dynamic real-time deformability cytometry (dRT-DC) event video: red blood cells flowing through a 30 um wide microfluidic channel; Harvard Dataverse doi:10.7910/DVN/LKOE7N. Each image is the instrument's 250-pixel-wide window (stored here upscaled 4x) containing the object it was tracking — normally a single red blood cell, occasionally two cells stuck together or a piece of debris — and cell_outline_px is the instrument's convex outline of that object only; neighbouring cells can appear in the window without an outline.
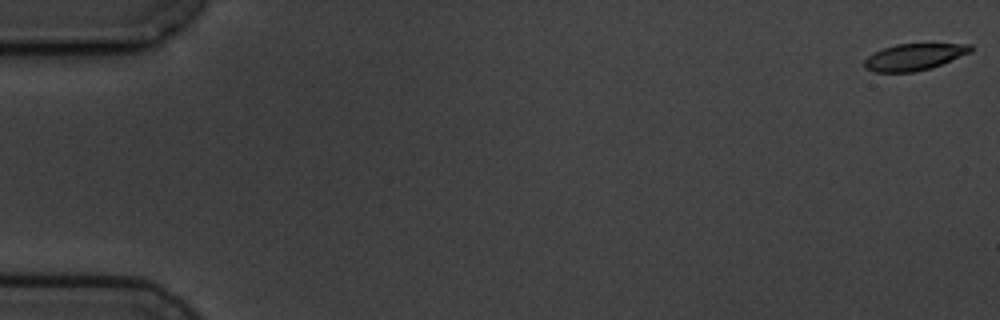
{"species": "common noctule bat (a hibernating species)", "species_latin": "Nyctalus noctula", "temperature_condition": "cold", "stored_images_in_passage": 7, "camera_frame_rate_fps": 3000, "um_per_image_px": 0.085, "animal": {"sex": "male", "body_mass_g": 19.5, "forearm_length_mm": 54.6}, "frame": {"image": 1, "passage_image": 1, "time_ms": 0.0, "image_size_px": [1000, 320], "cell_outline_px": [[972, 52], [940, 64], [928, 68], [912, 72], [872, 72], [864, 68], [864, 60], [868, 56], [884, 48], [896, 44], [972, 44]], "centroid_in_image_um": [77.67, 4.84], "position_along_channel_um": 7.3, "area_um2": 16.24}}
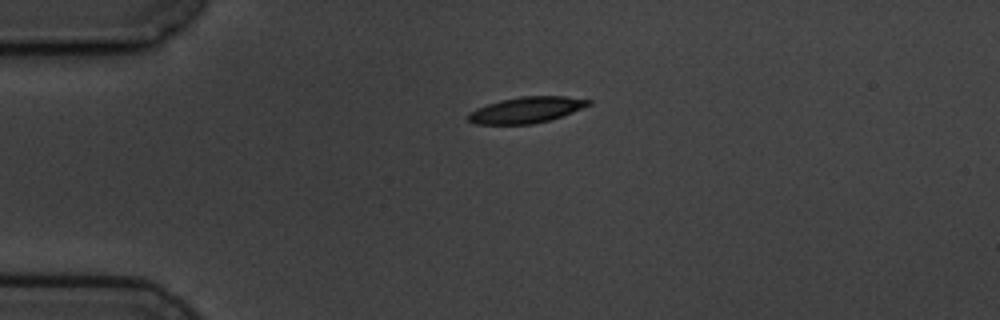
{"frame": {"image": 2, "passage_image": 5, "time_ms": 4.333, "image_size_px": [1000, 320], "cell_outline_px": [[592, 104], [572, 112], [548, 120], [532, 124], [476, 124], [468, 120], [468, 112], [476, 108], [500, 100], [520, 96], [564, 96], [592, 100]], "centroid_in_image_um": [44.73, 9.33], "position_along_channel_um": 40.3, "area_um2": 18.15}}
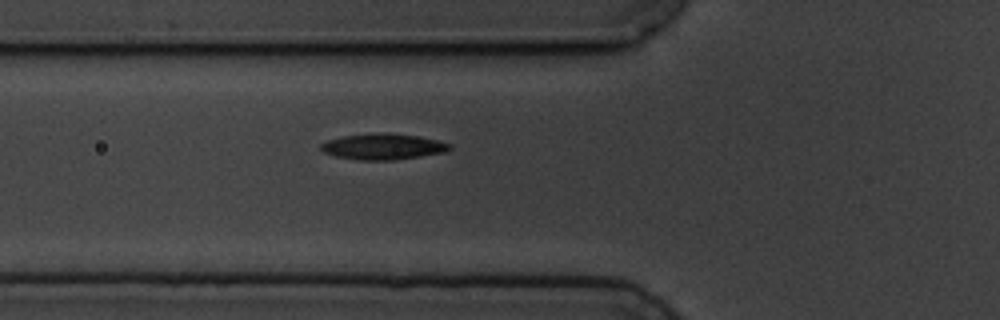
{"frame": {"image": 3, "passage_image": 7, "time_ms": 6.667, "image_size_px": [1000, 320], "cell_outline_px": [[452, 148], [444, 152], [420, 156], [392, 160], [360, 160], [336, 156], [324, 152], [320, 148], [320, 144], [328, 140], [344, 136], [420, 136], [452, 144]], "centroid_in_image_um": [32.58, 12.52], "position_along_channel_um": 93.2, "area_um2": 18.21}}